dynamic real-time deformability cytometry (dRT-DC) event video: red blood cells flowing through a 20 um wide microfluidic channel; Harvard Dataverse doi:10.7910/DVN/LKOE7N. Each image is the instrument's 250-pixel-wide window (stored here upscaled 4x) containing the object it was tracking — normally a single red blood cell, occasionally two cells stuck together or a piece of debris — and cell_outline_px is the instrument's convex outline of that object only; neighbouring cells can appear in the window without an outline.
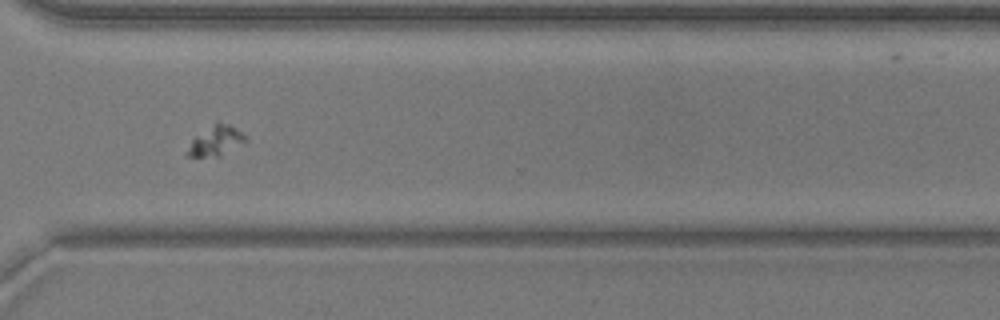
{"species": "common noctule bat (a hibernating species)", "species_latin": "Nyctalus noctula", "temperature_condition": "warm", "stored_images_in_passage": 48, "camera_frame_rate_fps": 3000, "um_per_image_px": 0.085, "animal": {"sex": "male", "body_mass_g": 20.5, "forearm_length_mm": 52.5}, "frame": {"image": 1, "passage_image": 36, "time_ms": 11.667, "image_size_px": [1000, 320], "cell_outline_px": [[248, 140], [220, 156], [184, 156], [184, 152], [192, 140], [196, 136], [216, 120], [228, 124], [236, 128], [248, 136]], "centroid_in_image_um": [18.34, 11.95], "position_along_channel_um": 352.3, "area_um2": 10.29}}
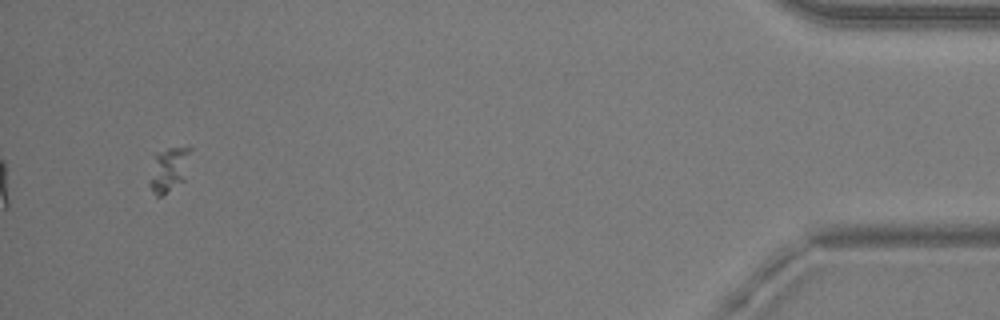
{"frame": {"image": 2, "passage_image": 47, "time_ms": 15.333, "image_size_px": [1000, 320], "cell_outline_px": [[192, 148], [184, 180], [160, 196], [156, 196], [148, 184], [148, 180], [156, 152], [168, 148]], "centroid_in_image_um": [14.33, 14.4], "position_along_channel_um": 420.9, "area_um2": 10.46}}